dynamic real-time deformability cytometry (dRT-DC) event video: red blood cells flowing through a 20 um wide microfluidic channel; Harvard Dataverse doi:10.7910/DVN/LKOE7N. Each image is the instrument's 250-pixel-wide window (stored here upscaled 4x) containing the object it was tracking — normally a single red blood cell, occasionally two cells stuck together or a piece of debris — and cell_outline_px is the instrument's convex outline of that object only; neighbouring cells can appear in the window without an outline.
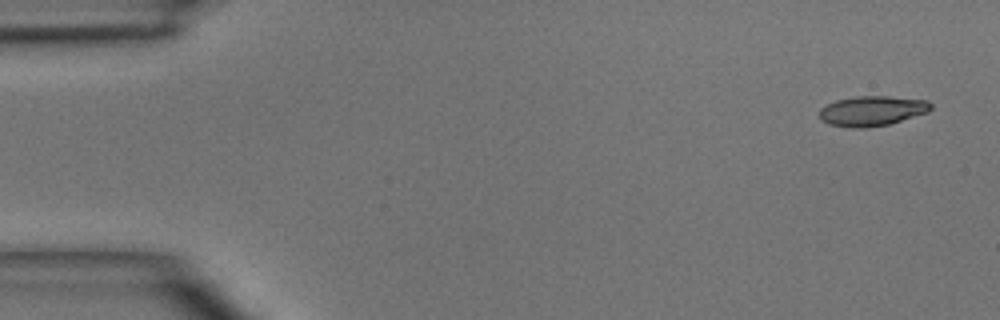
{"species": "common noctule bat (a hibernating species)", "species_latin": "Nyctalus noctula", "temperature_condition": "room temperature", "stored_images_in_passage": 5, "camera_frame_rate_fps": 3000, "um_per_image_px": 0.085, "animal": {"sex": "male", "body_mass_g": 15.6}, "frame": {"image": 1, "passage_image": 1, "time_ms": 0.0, "image_size_px": [1000, 320], "cell_outline_px": [[932, 108], [928, 112], [888, 124], [864, 128], [848, 128], [828, 124], [820, 120], [820, 108], [836, 100], [856, 96], [888, 96], [928, 100], [932, 104]], "centroid_in_image_um": [74.11, 9.43], "position_along_channel_um": 10.9, "area_um2": 19.54}}
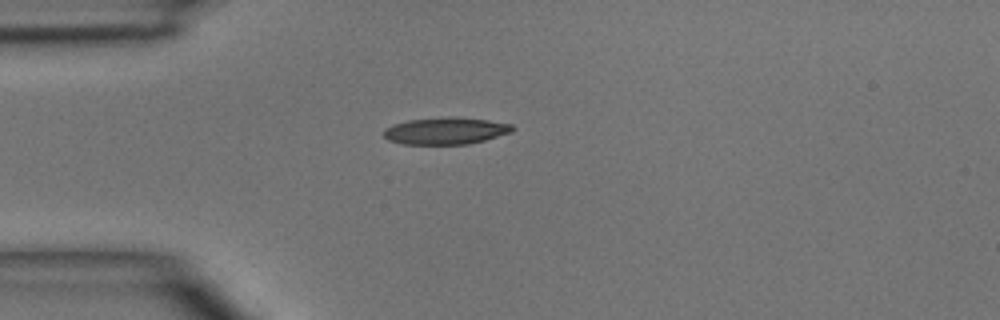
{"frame": {"image": 2, "passage_image": 3, "time_ms": 3.333, "image_size_px": [1000, 320], "cell_outline_px": [[516, 128], [512, 132], [484, 140], [468, 144], [404, 144], [388, 140], [384, 136], [384, 128], [392, 124], [408, 120], [448, 116], [488, 120], [512, 124]], "centroid_in_image_um": [37.88, 11.11], "position_along_channel_um": 47.1, "area_um2": 20.29}}
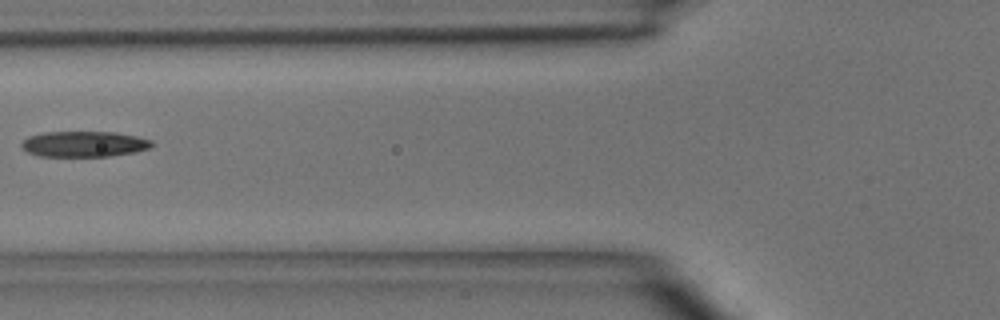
{"frame": {"image": 3, "passage_image": 5, "time_ms": 5.333, "image_size_px": [1000, 320], "cell_outline_px": [[152, 144], [148, 148], [136, 152], [112, 156], [40, 156], [28, 152], [20, 144], [28, 136], [44, 132], [116, 132], [136, 136], [152, 140]], "centroid_in_image_um": [7.15, 12.24], "position_along_channel_um": 118.6, "area_um2": 19.42}}